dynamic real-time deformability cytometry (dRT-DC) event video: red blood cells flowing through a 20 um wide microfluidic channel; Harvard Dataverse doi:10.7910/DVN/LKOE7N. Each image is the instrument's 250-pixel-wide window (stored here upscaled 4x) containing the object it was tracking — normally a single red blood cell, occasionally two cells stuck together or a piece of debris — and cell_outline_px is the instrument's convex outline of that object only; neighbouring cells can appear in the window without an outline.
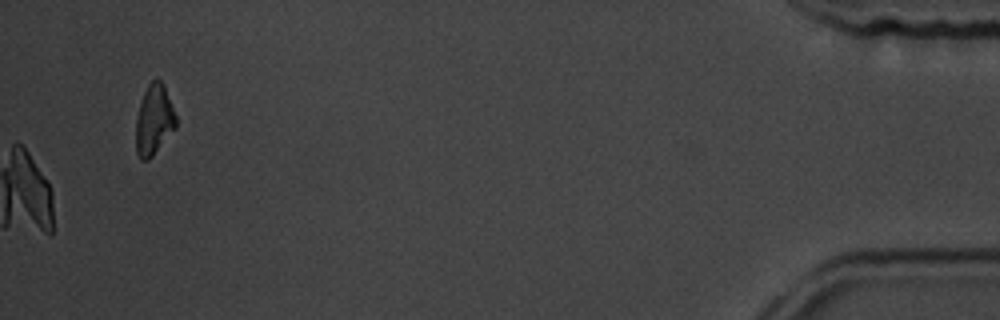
{"species": "common noctule bat (a hibernating species)", "species_latin": "Nyctalus noctula", "temperature_condition": "room temperature", "stored_images_in_passage": 55, "camera_frame_rate_fps": 3000, "um_per_image_px": 0.085, "animal": {"sex": "male", "body_mass_g": 19.5, "forearm_length_mm": 54.6}, "frame": {"image": 1, "passage_image": 55, "time_ms": 18.0, "image_size_px": [1000, 320], "cell_outline_px": [[176, 128], [152, 156], [148, 160], [140, 160], [136, 152], [136, 120], [140, 104], [144, 92], [148, 84], [156, 76], [164, 84], [176, 116]], "centroid_in_image_um": [13.09, 10.18], "position_along_channel_um": 422.1, "area_um2": 16.42}}